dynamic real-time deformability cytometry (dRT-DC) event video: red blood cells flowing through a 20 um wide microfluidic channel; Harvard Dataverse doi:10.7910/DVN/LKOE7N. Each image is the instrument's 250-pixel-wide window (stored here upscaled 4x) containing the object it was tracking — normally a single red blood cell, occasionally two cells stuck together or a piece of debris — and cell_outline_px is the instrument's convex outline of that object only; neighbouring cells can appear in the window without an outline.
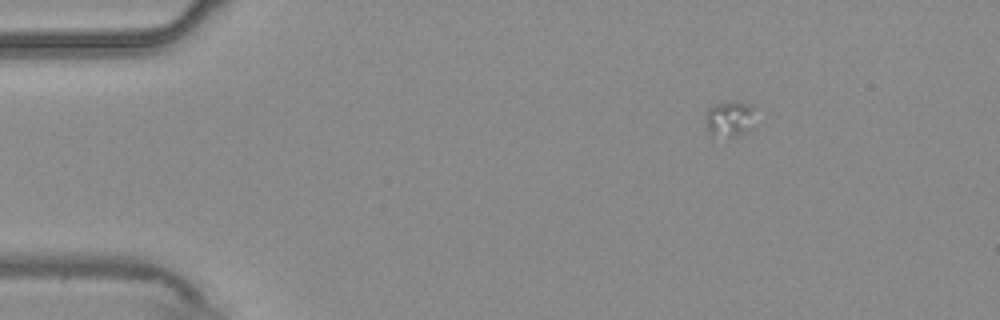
{"species": "common noctule bat (a hibernating species)", "species_latin": "Nyctalus noctula", "temperature_condition": "warm", "stored_images_in_passage": 18, "camera_frame_rate_fps": 3000, "um_per_image_px": 0.085, "animal": {"sex": "male", "body_mass_g": 20.4}, "frame": {"image": 1, "passage_image": 6, "time_ms": 1.667, "image_size_px": [1000, 320], "cell_outline_px": [[756, 128], [736, 136], [728, 136], [712, 132], [704, 128], [704, 112], [708, 108], [716, 104], [736, 100], [752, 104]], "centroid_in_image_um": [62.05, 10.06], "position_along_channel_um": 23.0, "area_um2": 10.75}}